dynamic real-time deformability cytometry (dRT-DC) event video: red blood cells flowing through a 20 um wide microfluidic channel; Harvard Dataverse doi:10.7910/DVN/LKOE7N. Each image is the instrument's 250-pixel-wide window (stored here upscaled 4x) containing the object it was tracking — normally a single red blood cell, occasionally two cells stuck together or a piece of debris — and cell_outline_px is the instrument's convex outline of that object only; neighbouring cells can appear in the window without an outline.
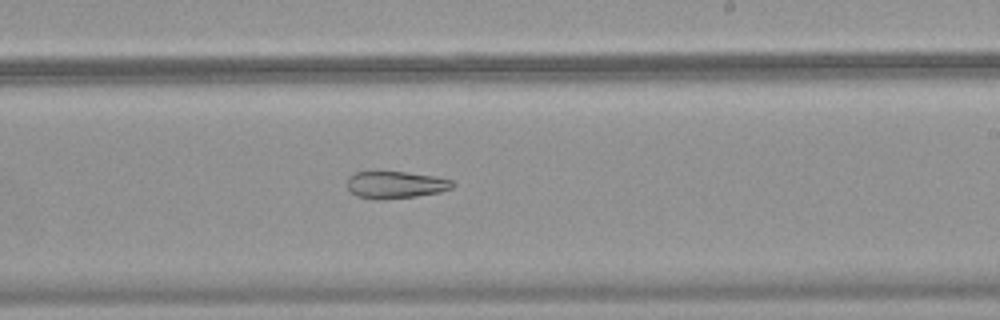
{"species": "common noctule bat (a hibernating species)", "species_latin": "Nyctalus noctula", "temperature_condition": "warm", "stored_images_in_passage": 46, "camera_frame_rate_fps": 3000, "um_per_image_px": 0.085, "animal": {"sex": "female", "body_mass_g": 18.4}, "frame": {"image": 1, "passage_image": 27, "time_ms": 8.667, "image_size_px": [1000, 320], "cell_outline_px": [[456, 184], [452, 188], [440, 192], [416, 196], [380, 200], [376, 200], [356, 196], [348, 188], [348, 176], [356, 172], [404, 172], [432, 176], [452, 180]], "centroid_in_image_um": [33.62, 15.72], "position_along_channel_um": 255.4, "area_um2": 16.59}}